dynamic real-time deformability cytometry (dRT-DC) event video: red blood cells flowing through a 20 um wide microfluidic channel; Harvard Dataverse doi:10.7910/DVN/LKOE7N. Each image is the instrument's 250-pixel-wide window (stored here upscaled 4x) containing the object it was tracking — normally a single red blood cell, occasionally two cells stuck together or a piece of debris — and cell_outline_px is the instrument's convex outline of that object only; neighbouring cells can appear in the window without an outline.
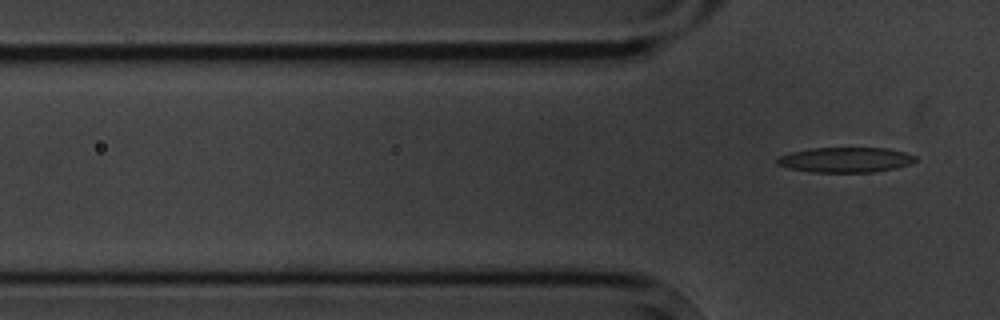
{"species": "common noctule bat (a hibernating species)", "species_latin": "Nyctalus noctula", "temperature_condition": "cold", "stored_images_in_passage": 3, "segment_of_instrument_passage": [2, 2], "camera_frame_rate_fps": 3000, "um_per_image_px": 0.085, "animal": {"sex": "male", "body_mass_g": 20.1, "forearm_length_mm": 53.5}, "frame": {"image": 1, "passage_image": 3, "time_ms": 2.333, "image_size_px": [1000, 320], "cell_outline_px": [[916, 160], [908, 164], [896, 168], [872, 172], [812, 172], [788, 168], [776, 164], [776, 160], [780, 156], [792, 152], [812, 148], [888, 148], [904, 152], [916, 156]], "centroid_in_image_um": [71.86, 13.58], "position_along_channel_um": 53.9, "area_um2": 20.11}}